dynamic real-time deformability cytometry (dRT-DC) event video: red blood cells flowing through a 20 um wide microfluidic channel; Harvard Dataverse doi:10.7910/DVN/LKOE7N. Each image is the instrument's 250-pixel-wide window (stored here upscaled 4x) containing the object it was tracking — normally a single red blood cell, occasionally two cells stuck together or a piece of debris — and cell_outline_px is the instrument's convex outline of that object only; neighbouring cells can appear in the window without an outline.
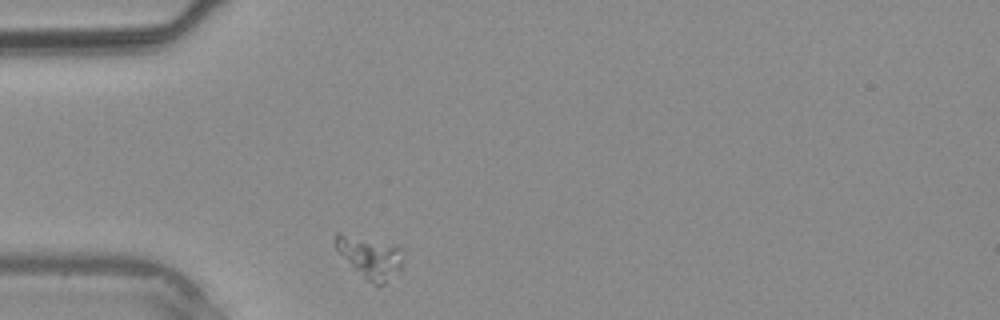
{"species": "common noctule bat (a hibernating species)", "species_latin": "Nyctalus noctula", "temperature_condition": "warm", "stored_images_in_passage": 1, "camera_frame_rate_fps": 3000, "um_per_image_px": 0.085, "animal": {"sex": "male", "body_mass_g": 20.4}, "frame": {"image": 1, "passage_image": 1, "time_ms": 0.0, "image_size_px": [1000, 320], "cell_outline_px": [[400, 272], [384, 284], [376, 284], [364, 280], [336, 248], [332, 240], [332, 236], [336, 232], [340, 232], [396, 244], [400, 248]], "centroid_in_image_um": [31.41, 21.83], "position_along_channel_um": 53.6, "area_um2": 16.59}}